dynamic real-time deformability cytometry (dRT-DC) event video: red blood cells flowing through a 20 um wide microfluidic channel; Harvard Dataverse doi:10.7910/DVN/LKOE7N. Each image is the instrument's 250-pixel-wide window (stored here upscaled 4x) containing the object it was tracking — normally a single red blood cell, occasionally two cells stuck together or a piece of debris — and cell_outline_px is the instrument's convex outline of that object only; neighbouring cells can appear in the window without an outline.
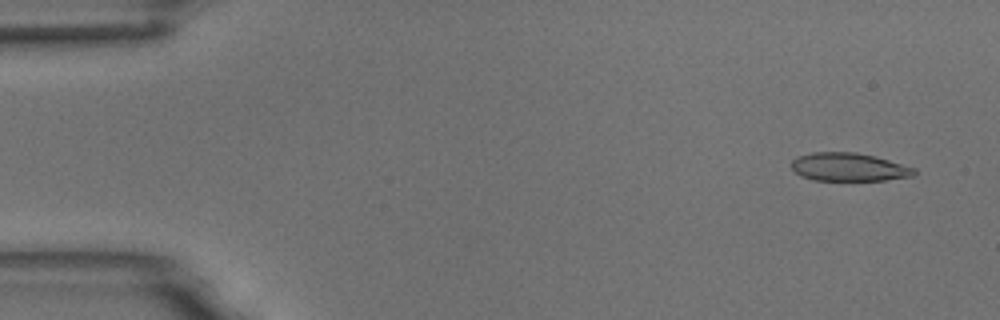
{"species": "common noctule bat (a hibernating species)", "species_latin": "Nyctalus noctula", "temperature_condition": "room temperature", "stored_images_in_passage": 5, "segment_of_instrument_passage": [1, 2], "camera_frame_rate_fps": 3000, "um_per_image_px": 0.085, "animal": {"sex": "male", "body_mass_g": 18.8}, "frame": {"image": 1, "passage_image": 1, "time_ms": 0.0, "image_size_px": [1000, 320], "cell_outline_px": [[916, 172], [912, 176], [884, 180], [812, 180], [800, 176], [792, 168], [792, 160], [796, 156], [812, 152], [856, 152], [888, 160], [916, 168]], "centroid_in_image_um": [72.11, 14.2], "position_along_channel_um": 12.9, "area_um2": 20.11}}